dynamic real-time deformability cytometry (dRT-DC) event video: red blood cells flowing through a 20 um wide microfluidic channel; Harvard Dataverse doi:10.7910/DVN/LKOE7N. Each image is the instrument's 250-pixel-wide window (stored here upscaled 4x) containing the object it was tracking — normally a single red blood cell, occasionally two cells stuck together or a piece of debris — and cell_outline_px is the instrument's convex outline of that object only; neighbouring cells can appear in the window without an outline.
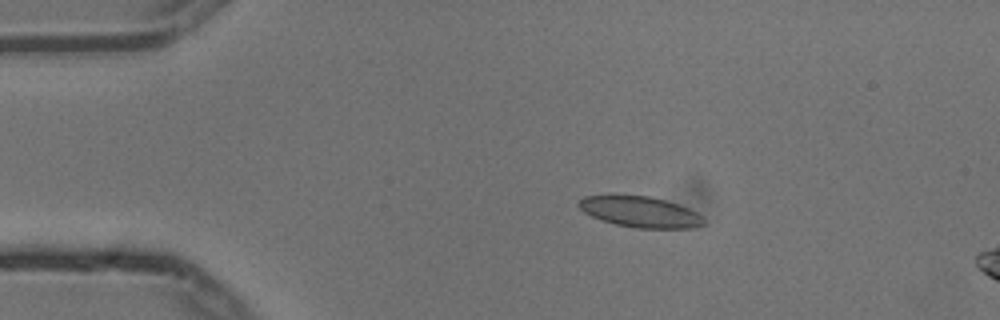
{"species": "common noctule bat (a hibernating species)", "species_latin": "Nyctalus noctula", "temperature_condition": "cold", "stored_images_in_passage": 6, "camera_frame_rate_fps": 3000, "um_per_image_px": 0.085, "animal": {"sex": "male", "body_mass_g": 13.3}, "frame": {"image": 1, "passage_image": 2, "time_ms": 0.333, "image_size_px": [1000, 320], "cell_outline_px": [[704, 224], [692, 228], [636, 228], [616, 224], [600, 220], [584, 212], [576, 204], [584, 196], [608, 192], [612, 192], [648, 196], [664, 200], [688, 208], [704, 216]], "centroid_in_image_um": [54.33, 17.96], "position_along_channel_um": 30.7, "area_um2": 23.18}}
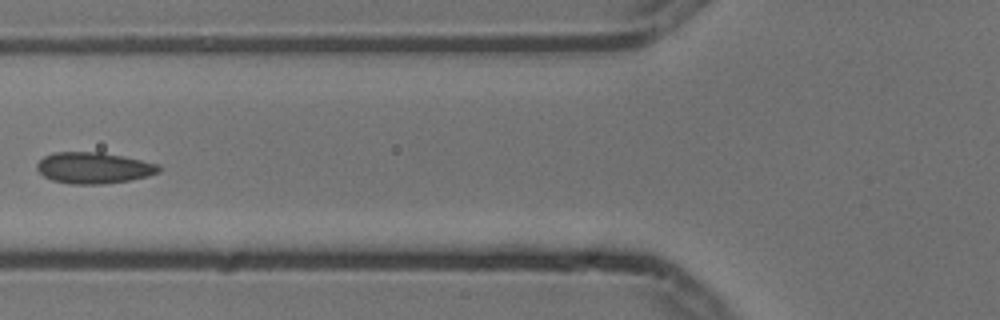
{"frame": {"image": 2, "passage_image": 5, "time_ms": 1.333, "image_size_px": [1000, 320], "cell_outline_px": [[160, 172], [148, 176], [128, 180], [104, 184], [68, 184], [52, 180], [44, 176], [36, 168], [36, 164], [44, 156], [56, 152], [100, 152], [124, 156], [160, 164]], "centroid_in_image_um": [7.97, 14.27], "position_along_channel_um": 117.8, "area_um2": 22.25}}
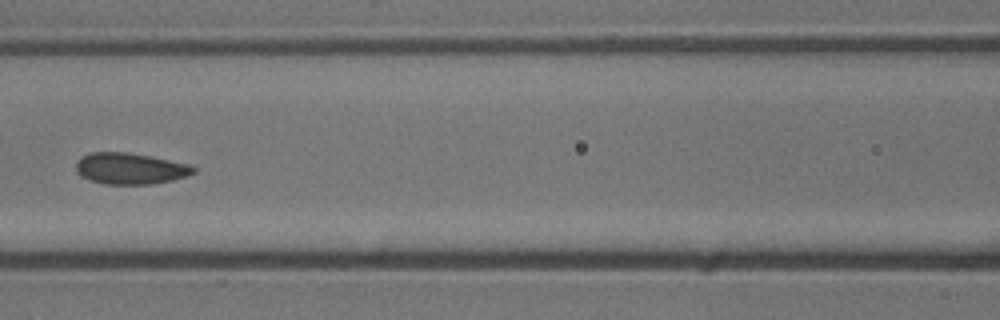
{"frame": {"image": 3, "passage_image": 6, "time_ms": 1.667, "image_size_px": [1000, 320], "cell_outline_px": [[196, 172], [188, 176], [172, 180], [148, 184], [104, 184], [80, 176], [76, 172], [76, 160], [80, 156], [88, 152], [128, 152], [192, 164], [196, 168]], "centroid_in_image_um": [11.06, 14.31], "position_along_channel_um": 155.5, "area_um2": 21.68}}